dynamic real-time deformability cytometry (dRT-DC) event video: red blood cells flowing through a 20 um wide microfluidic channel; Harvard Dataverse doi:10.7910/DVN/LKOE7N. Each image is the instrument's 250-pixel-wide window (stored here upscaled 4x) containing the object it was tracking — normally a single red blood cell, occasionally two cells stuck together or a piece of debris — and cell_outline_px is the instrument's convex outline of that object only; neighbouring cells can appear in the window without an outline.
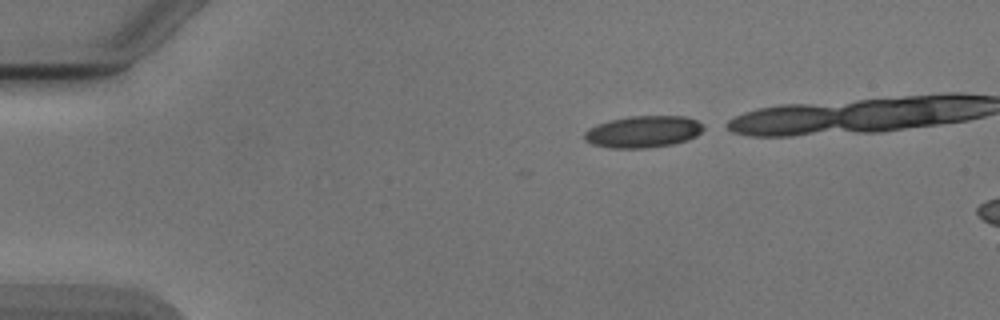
{"species": "Egyptian fruit bat (a non-hibernating species)", "species_latin": "Rousettus aegyptiacus", "temperature_condition": "cold", "stored_images_in_passage": 15, "camera_frame_rate_fps": 3000, "um_per_image_px": 0.085, "animal": {"sex": "male"}, "frame": {"image": 1, "passage_image": 1, "time_ms": 0.0, "image_size_px": [1000, 320], "cell_outline_px": [[704, 128], [696, 136], [688, 140], [672, 144], [644, 148], [608, 148], [592, 144], [584, 140], [584, 132], [588, 128], [596, 124], [608, 120], [628, 116], [684, 116], [696, 120], [704, 124]], "centroid_in_image_um": [54.64, 11.19], "position_along_channel_um": 30.4, "area_um2": 22.25}}
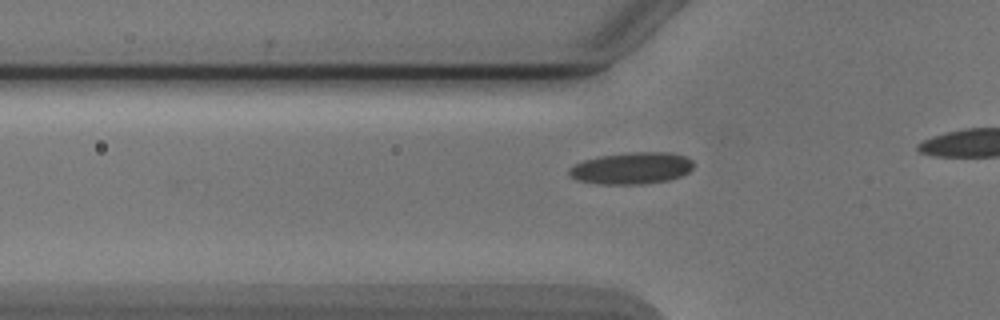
{"frame": {"image": 2, "passage_image": 9, "time_ms": 2.667, "image_size_px": [1000, 320], "cell_outline_px": [[692, 168], [688, 172], [680, 176], [668, 180], [644, 184], [596, 184], [576, 180], [568, 172], [568, 168], [584, 160], [600, 156], [636, 152], [668, 152], [684, 156], [692, 160]], "centroid_in_image_um": [53.67, 14.3], "position_along_channel_um": 72.1, "area_um2": 22.89}}
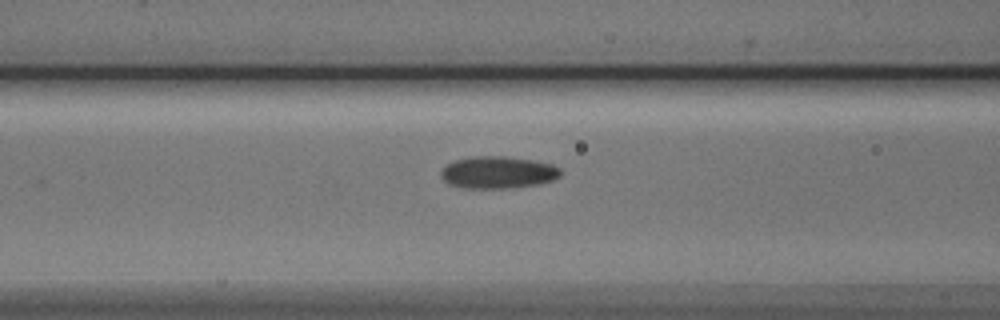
{"frame": {"image": 3, "passage_image": 13, "time_ms": 4.0, "image_size_px": [1000, 320], "cell_outline_px": [[560, 176], [552, 180], [540, 184], [508, 188], [464, 188], [448, 184], [440, 176], [440, 172], [448, 164], [456, 160], [472, 156], [504, 156], [532, 160], [552, 164], [560, 168]], "centroid_in_image_um": [42.32, 14.66], "position_along_channel_um": 124.3, "area_um2": 22.37}}